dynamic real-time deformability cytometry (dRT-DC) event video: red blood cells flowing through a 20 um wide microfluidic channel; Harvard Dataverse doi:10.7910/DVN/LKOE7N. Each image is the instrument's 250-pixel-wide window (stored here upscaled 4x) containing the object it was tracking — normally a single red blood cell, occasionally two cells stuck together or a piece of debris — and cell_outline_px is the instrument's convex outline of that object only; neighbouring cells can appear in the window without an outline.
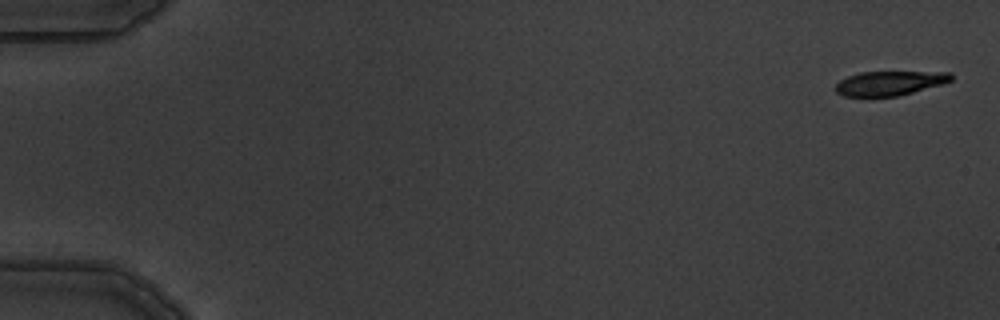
{"species": "common noctule bat (a hibernating species)", "species_latin": "Nyctalus noctula", "temperature_condition": "warm", "stored_images_in_passage": 5, "camera_frame_rate_fps": 3000, "um_per_image_px": 0.085, "animal": {"sex": "male", "body_mass_g": 19.5, "forearm_length_mm": 54.6}, "frame": {"image": 1, "passage_image": 1, "time_ms": 0.0, "image_size_px": [1000, 320], "cell_outline_px": [[952, 80], [944, 84], [896, 96], [844, 96], [836, 92], [836, 84], [840, 80], [848, 76], [860, 72], [952, 72]], "centroid_in_image_um": [75.64, 7.06], "position_along_channel_um": 9.4, "area_um2": 16.3}}
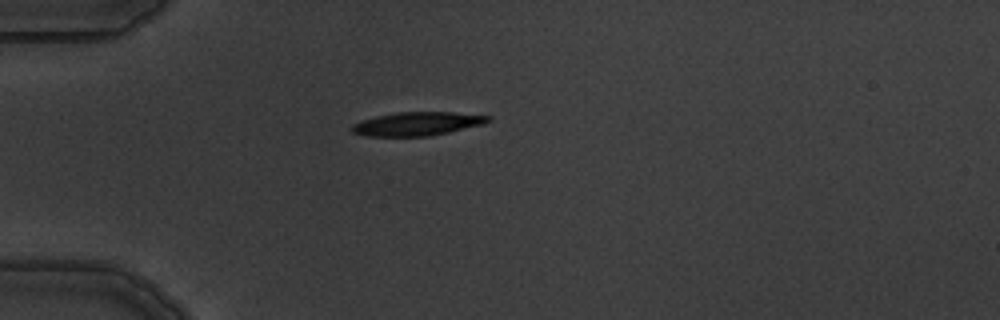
{"frame": {"image": 2, "passage_image": 5, "time_ms": 4.667, "image_size_px": [1000, 320], "cell_outline_px": [[492, 120], [484, 124], [448, 132], [428, 136], [364, 136], [352, 132], [348, 128], [352, 124], [376, 116], [396, 112], [452, 112], [492, 116]], "centroid_in_image_um": [35.45, 10.52], "position_along_channel_um": 49.5, "area_um2": 18.79}}